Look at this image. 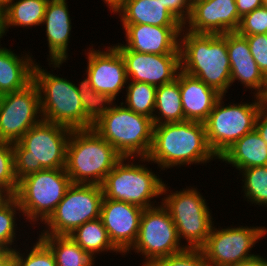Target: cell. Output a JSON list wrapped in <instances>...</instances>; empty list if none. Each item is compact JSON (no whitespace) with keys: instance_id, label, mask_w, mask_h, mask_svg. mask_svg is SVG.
<instances>
[{"instance_id":"f6af8a7d","label":"cell","mask_w":267,"mask_h":266,"mask_svg":"<svg viewBox=\"0 0 267 266\" xmlns=\"http://www.w3.org/2000/svg\"><path fill=\"white\" fill-rule=\"evenodd\" d=\"M124 1L125 0H103L111 13H115V11L124 3Z\"/></svg>"},{"instance_id":"4dcf8cb0","label":"cell","mask_w":267,"mask_h":266,"mask_svg":"<svg viewBox=\"0 0 267 266\" xmlns=\"http://www.w3.org/2000/svg\"><path fill=\"white\" fill-rule=\"evenodd\" d=\"M243 197L254 205L267 207V165L240 170Z\"/></svg>"},{"instance_id":"9a60e30c","label":"cell","mask_w":267,"mask_h":266,"mask_svg":"<svg viewBox=\"0 0 267 266\" xmlns=\"http://www.w3.org/2000/svg\"><path fill=\"white\" fill-rule=\"evenodd\" d=\"M125 63L128 81L144 82L156 87L170 83L181 71L180 54H145L117 49Z\"/></svg>"},{"instance_id":"b9f144b4","label":"cell","mask_w":267,"mask_h":266,"mask_svg":"<svg viewBox=\"0 0 267 266\" xmlns=\"http://www.w3.org/2000/svg\"><path fill=\"white\" fill-rule=\"evenodd\" d=\"M255 129L260 134L262 139L267 143V110L264 108H261L257 115Z\"/></svg>"},{"instance_id":"f1b7e54d","label":"cell","mask_w":267,"mask_h":266,"mask_svg":"<svg viewBox=\"0 0 267 266\" xmlns=\"http://www.w3.org/2000/svg\"><path fill=\"white\" fill-rule=\"evenodd\" d=\"M78 86V87H77ZM76 88L80 95L85 114V129L92 128L112 106L115 100L105 93L96 92L87 76Z\"/></svg>"},{"instance_id":"e575fe53","label":"cell","mask_w":267,"mask_h":266,"mask_svg":"<svg viewBox=\"0 0 267 266\" xmlns=\"http://www.w3.org/2000/svg\"><path fill=\"white\" fill-rule=\"evenodd\" d=\"M29 249L31 251L27 249L23 254L18 249L14 250L13 266H57L53 252L39 237Z\"/></svg>"},{"instance_id":"681fc988","label":"cell","mask_w":267,"mask_h":266,"mask_svg":"<svg viewBox=\"0 0 267 266\" xmlns=\"http://www.w3.org/2000/svg\"><path fill=\"white\" fill-rule=\"evenodd\" d=\"M1 25H2V12L0 11V33H1Z\"/></svg>"},{"instance_id":"7c38bea8","label":"cell","mask_w":267,"mask_h":266,"mask_svg":"<svg viewBox=\"0 0 267 266\" xmlns=\"http://www.w3.org/2000/svg\"><path fill=\"white\" fill-rule=\"evenodd\" d=\"M161 205L143 210L140 218L139 232L133 246L125 253L134 252L144 256L142 266L186 249L179 239L176 226L168 209ZM181 243V245H180ZM145 261V262H144Z\"/></svg>"},{"instance_id":"277c9868","label":"cell","mask_w":267,"mask_h":266,"mask_svg":"<svg viewBox=\"0 0 267 266\" xmlns=\"http://www.w3.org/2000/svg\"><path fill=\"white\" fill-rule=\"evenodd\" d=\"M122 156L93 128L72 130L65 171L72 183L101 185Z\"/></svg>"},{"instance_id":"7dc6e473","label":"cell","mask_w":267,"mask_h":266,"mask_svg":"<svg viewBox=\"0 0 267 266\" xmlns=\"http://www.w3.org/2000/svg\"><path fill=\"white\" fill-rule=\"evenodd\" d=\"M10 0H0V11L3 12L9 3Z\"/></svg>"},{"instance_id":"30bf717a","label":"cell","mask_w":267,"mask_h":266,"mask_svg":"<svg viewBox=\"0 0 267 266\" xmlns=\"http://www.w3.org/2000/svg\"><path fill=\"white\" fill-rule=\"evenodd\" d=\"M225 95L216 101L208 119L204 122L206 138L212 152L219 158L237 140L255 129V122L262 108L260 97L254 96V102H230L224 104Z\"/></svg>"},{"instance_id":"5b68a950","label":"cell","mask_w":267,"mask_h":266,"mask_svg":"<svg viewBox=\"0 0 267 266\" xmlns=\"http://www.w3.org/2000/svg\"><path fill=\"white\" fill-rule=\"evenodd\" d=\"M152 119L133 112L122 102L113 106L92 128L122 157L146 158L153 136Z\"/></svg>"},{"instance_id":"4fadbf2b","label":"cell","mask_w":267,"mask_h":266,"mask_svg":"<svg viewBox=\"0 0 267 266\" xmlns=\"http://www.w3.org/2000/svg\"><path fill=\"white\" fill-rule=\"evenodd\" d=\"M266 232L264 226L216 228L213 225L201 250L208 266H234L256 255L250 251Z\"/></svg>"},{"instance_id":"3957f363","label":"cell","mask_w":267,"mask_h":266,"mask_svg":"<svg viewBox=\"0 0 267 266\" xmlns=\"http://www.w3.org/2000/svg\"><path fill=\"white\" fill-rule=\"evenodd\" d=\"M71 129L41 120L12 143L16 179L44 170L65 168Z\"/></svg>"},{"instance_id":"484cf974","label":"cell","mask_w":267,"mask_h":266,"mask_svg":"<svg viewBox=\"0 0 267 266\" xmlns=\"http://www.w3.org/2000/svg\"><path fill=\"white\" fill-rule=\"evenodd\" d=\"M183 121H185V116L182 107L178 73L174 81L157 87L152 122L153 125H160Z\"/></svg>"},{"instance_id":"44dd1931","label":"cell","mask_w":267,"mask_h":266,"mask_svg":"<svg viewBox=\"0 0 267 266\" xmlns=\"http://www.w3.org/2000/svg\"><path fill=\"white\" fill-rule=\"evenodd\" d=\"M179 86L185 121L204 123L221 94L182 71L179 72Z\"/></svg>"},{"instance_id":"7402d4cb","label":"cell","mask_w":267,"mask_h":266,"mask_svg":"<svg viewBox=\"0 0 267 266\" xmlns=\"http://www.w3.org/2000/svg\"><path fill=\"white\" fill-rule=\"evenodd\" d=\"M29 53L19 56L14 50L0 47V94L23 90L33 82L36 59Z\"/></svg>"},{"instance_id":"8d00e7d4","label":"cell","mask_w":267,"mask_h":266,"mask_svg":"<svg viewBox=\"0 0 267 266\" xmlns=\"http://www.w3.org/2000/svg\"><path fill=\"white\" fill-rule=\"evenodd\" d=\"M226 44L230 64L256 63L245 36L237 31L226 33Z\"/></svg>"},{"instance_id":"f907efd6","label":"cell","mask_w":267,"mask_h":266,"mask_svg":"<svg viewBox=\"0 0 267 266\" xmlns=\"http://www.w3.org/2000/svg\"><path fill=\"white\" fill-rule=\"evenodd\" d=\"M263 6L267 7V0H263Z\"/></svg>"},{"instance_id":"bcb514c9","label":"cell","mask_w":267,"mask_h":266,"mask_svg":"<svg viewBox=\"0 0 267 266\" xmlns=\"http://www.w3.org/2000/svg\"><path fill=\"white\" fill-rule=\"evenodd\" d=\"M262 102V108L267 110V83L263 95L260 97Z\"/></svg>"},{"instance_id":"83f0119b","label":"cell","mask_w":267,"mask_h":266,"mask_svg":"<svg viewBox=\"0 0 267 266\" xmlns=\"http://www.w3.org/2000/svg\"><path fill=\"white\" fill-rule=\"evenodd\" d=\"M53 252L57 266H94V258L68 235L38 236Z\"/></svg>"},{"instance_id":"e0dca14e","label":"cell","mask_w":267,"mask_h":266,"mask_svg":"<svg viewBox=\"0 0 267 266\" xmlns=\"http://www.w3.org/2000/svg\"><path fill=\"white\" fill-rule=\"evenodd\" d=\"M86 75L92 88L116 100L118 94L127 86L124 60L120 52L111 45L106 50L88 48Z\"/></svg>"},{"instance_id":"4316f807","label":"cell","mask_w":267,"mask_h":266,"mask_svg":"<svg viewBox=\"0 0 267 266\" xmlns=\"http://www.w3.org/2000/svg\"><path fill=\"white\" fill-rule=\"evenodd\" d=\"M84 251L94 259L102 252H116L122 254L110 241L106 228L100 218L90 220L76 228L70 235Z\"/></svg>"},{"instance_id":"f35d334b","label":"cell","mask_w":267,"mask_h":266,"mask_svg":"<svg viewBox=\"0 0 267 266\" xmlns=\"http://www.w3.org/2000/svg\"><path fill=\"white\" fill-rule=\"evenodd\" d=\"M249 43L250 52L260 71L267 78V34L245 36Z\"/></svg>"},{"instance_id":"603a6c76","label":"cell","mask_w":267,"mask_h":266,"mask_svg":"<svg viewBox=\"0 0 267 266\" xmlns=\"http://www.w3.org/2000/svg\"><path fill=\"white\" fill-rule=\"evenodd\" d=\"M116 13L122 24L183 26L160 0H125Z\"/></svg>"},{"instance_id":"cb8c5ba5","label":"cell","mask_w":267,"mask_h":266,"mask_svg":"<svg viewBox=\"0 0 267 266\" xmlns=\"http://www.w3.org/2000/svg\"><path fill=\"white\" fill-rule=\"evenodd\" d=\"M237 170L267 165V143L256 129L237 140L219 158Z\"/></svg>"},{"instance_id":"f546056e","label":"cell","mask_w":267,"mask_h":266,"mask_svg":"<svg viewBox=\"0 0 267 266\" xmlns=\"http://www.w3.org/2000/svg\"><path fill=\"white\" fill-rule=\"evenodd\" d=\"M125 106L137 114L153 119L157 87L137 81H127Z\"/></svg>"},{"instance_id":"2e32d148","label":"cell","mask_w":267,"mask_h":266,"mask_svg":"<svg viewBox=\"0 0 267 266\" xmlns=\"http://www.w3.org/2000/svg\"><path fill=\"white\" fill-rule=\"evenodd\" d=\"M240 21L235 0H192L183 28L197 34H226L237 31Z\"/></svg>"},{"instance_id":"ffe728a7","label":"cell","mask_w":267,"mask_h":266,"mask_svg":"<svg viewBox=\"0 0 267 266\" xmlns=\"http://www.w3.org/2000/svg\"><path fill=\"white\" fill-rule=\"evenodd\" d=\"M66 0H49L42 21L46 25L49 66L60 68L68 58L72 23Z\"/></svg>"},{"instance_id":"7bdbcfd3","label":"cell","mask_w":267,"mask_h":266,"mask_svg":"<svg viewBox=\"0 0 267 266\" xmlns=\"http://www.w3.org/2000/svg\"><path fill=\"white\" fill-rule=\"evenodd\" d=\"M234 266H267V259L263 258V256L256 254L255 256L246 259Z\"/></svg>"},{"instance_id":"ac0fdd59","label":"cell","mask_w":267,"mask_h":266,"mask_svg":"<svg viewBox=\"0 0 267 266\" xmlns=\"http://www.w3.org/2000/svg\"><path fill=\"white\" fill-rule=\"evenodd\" d=\"M143 210L131 203L103 198L100 219L110 241L124 256L137 239Z\"/></svg>"},{"instance_id":"f5cc1de1","label":"cell","mask_w":267,"mask_h":266,"mask_svg":"<svg viewBox=\"0 0 267 266\" xmlns=\"http://www.w3.org/2000/svg\"><path fill=\"white\" fill-rule=\"evenodd\" d=\"M5 195H3L1 192H0V200L4 197Z\"/></svg>"},{"instance_id":"ab89813d","label":"cell","mask_w":267,"mask_h":266,"mask_svg":"<svg viewBox=\"0 0 267 266\" xmlns=\"http://www.w3.org/2000/svg\"><path fill=\"white\" fill-rule=\"evenodd\" d=\"M163 6L184 25L191 13L192 0H160Z\"/></svg>"},{"instance_id":"6da1fadb","label":"cell","mask_w":267,"mask_h":266,"mask_svg":"<svg viewBox=\"0 0 267 266\" xmlns=\"http://www.w3.org/2000/svg\"><path fill=\"white\" fill-rule=\"evenodd\" d=\"M218 159L208 145L203 122L183 121L153 126L152 145L138 164L154 162L161 170L176 166L204 164Z\"/></svg>"},{"instance_id":"ba28073f","label":"cell","mask_w":267,"mask_h":266,"mask_svg":"<svg viewBox=\"0 0 267 266\" xmlns=\"http://www.w3.org/2000/svg\"><path fill=\"white\" fill-rule=\"evenodd\" d=\"M168 187L164 183L162 195L167 194L164 199L161 198L162 204L173 219L180 241L186 240L187 244L184 246L188 249H201L214 225L206 199L197 187H187L174 192Z\"/></svg>"},{"instance_id":"816d5d0a","label":"cell","mask_w":267,"mask_h":266,"mask_svg":"<svg viewBox=\"0 0 267 266\" xmlns=\"http://www.w3.org/2000/svg\"><path fill=\"white\" fill-rule=\"evenodd\" d=\"M2 97H3V95L0 94V107H1V103H2Z\"/></svg>"},{"instance_id":"c3c4849f","label":"cell","mask_w":267,"mask_h":266,"mask_svg":"<svg viewBox=\"0 0 267 266\" xmlns=\"http://www.w3.org/2000/svg\"><path fill=\"white\" fill-rule=\"evenodd\" d=\"M6 248L0 243V254L5 250Z\"/></svg>"},{"instance_id":"52a82bcc","label":"cell","mask_w":267,"mask_h":266,"mask_svg":"<svg viewBox=\"0 0 267 266\" xmlns=\"http://www.w3.org/2000/svg\"><path fill=\"white\" fill-rule=\"evenodd\" d=\"M134 159L137 160L136 157H122L115 164L101 184L103 196L106 199L131 203L143 209L158 205L156 201L151 200L162 196L164 181L159 178V174L157 176L150 168L148 169L146 164H135Z\"/></svg>"},{"instance_id":"8fae6325","label":"cell","mask_w":267,"mask_h":266,"mask_svg":"<svg viewBox=\"0 0 267 266\" xmlns=\"http://www.w3.org/2000/svg\"><path fill=\"white\" fill-rule=\"evenodd\" d=\"M103 191L98 184L72 183L39 235H70L84 223L100 218ZM46 228V229H45Z\"/></svg>"},{"instance_id":"d590c367","label":"cell","mask_w":267,"mask_h":266,"mask_svg":"<svg viewBox=\"0 0 267 266\" xmlns=\"http://www.w3.org/2000/svg\"><path fill=\"white\" fill-rule=\"evenodd\" d=\"M148 266H208L201 249L183 251L152 261Z\"/></svg>"},{"instance_id":"836d02e7","label":"cell","mask_w":267,"mask_h":266,"mask_svg":"<svg viewBox=\"0 0 267 266\" xmlns=\"http://www.w3.org/2000/svg\"><path fill=\"white\" fill-rule=\"evenodd\" d=\"M17 188L13 145L10 142L0 141V192L5 196H14Z\"/></svg>"},{"instance_id":"d6a6232c","label":"cell","mask_w":267,"mask_h":266,"mask_svg":"<svg viewBox=\"0 0 267 266\" xmlns=\"http://www.w3.org/2000/svg\"><path fill=\"white\" fill-rule=\"evenodd\" d=\"M231 85L241 82L246 89L250 88L254 96L261 97L264 93L267 78L260 71L257 63L230 64Z\"/></svg>"},{"instance_id":"d6986e66","label":"cell","mask_w":267,"mask_h":266,"mask_svg":"<svg viewBox=\"0 0 267 266\" xmlns=\"http://www.w3.org/2000/svg\"><path fill=\"white\" fill-rule=\"evenodd\" d=\"M126 43L116 49H130L145 54H180L179 36L183 26L122 24Z\"/></svg>"},{"instance_id":"5bb4252c","label":"cell","mask_w":267,"mask_h":266,"mask_svg":"<svg viewBox=\"0 0 267 266\" xmlns=\"http://www.w3.org/2000/svg\"><path fill=\"white\" fill-rule=\"evenodd\" d=\"M41 120L39 91L33 82L23 90L3 94L0 107V141L18 142Z\"/></svg>"},{"instance_id":"8992f818","label":"cell","mask_w":267,"mask_h":266,"mask_svg":"<svg viewBox=\"0 0 267 266\" xmlns=\"http://www.w3.org/2000/svg\"><path fill=\"white\" fill-rule=\"evenodd\" d=\"M33 83L39 91L42 120L71 130L85 129V114L76 84L35 63Z\"/></svg>"},{"instance_id":"d4e9b609","label":"cell","mask_w":267,"mask_h":266,"mask_svg":"<svg viewBox=\"0 0 267 266\" xmlns=\"http://www.w3.org/2000/svg\"><path fill=\"white\" fill-rule=\"evenodd\" d=\"M49 0H10L2 12L0 40L6 35L9 27L42 25L45 9Z\"/></svg>"},{"instance_id":"ee69618b","label":"cell","mask_w":267,"mask_h":266,"mask_svg":"<svg viewBox=\"0 0 267 266\" xmlns=\"http://www.w3.org/2000/svg\"><path fill=\"white\" fill-rule=\"evenodd\" d=\"M14 250L5 249L0 254V266H13Z\"/></svg>"},{"instance_id":"9c48e42d","label":"cell","mask_w":267,"mask_h":266,"mask_svg":"<svg viewBox=\"0 0 267 266\" xmlns=\"http://www.w3.org/2000/svg\"><path fill=\"white\" fill-rule=\"evenodd\" d=\"M71 184L65 168L44 169L20 179L14 197L26 221L32 225L37 224L39 220L44 223Z\"/></svg>"},{"instance_id":"1f68e13d","label":"cell","mask_w":267,"mask_h":266,"mask_svg":"<svg viewBox=\"0 0 267 266\" xmlns=\"http://www.w3.org/2000/svg\"><path fill=\"white\" fill-rule=\"evenodd\" d=\"M17 213L22 214L17 199L14 196H4L0 200V243L9 250L16 249L12 245L16 244L14 241H16V230L18 229L16 227Z\"/></svg>"},{"instance_id":"74e56055","label":"cell","mask_w":267,"mask_h":266,"mask_svg":"<svg viewBox=\"0 0 267 266\" xmlns=\"http://www.w3.org/2000/svg\"><path fill=\"white\" fill-rule=\"evenodd\" d=\"M237 32L242 36L267 34V7L262 6L245 14Z\"/></svg>"},{"instance_id":"60d3db41","label":"cell","mask_w":267,"mask_h":266,"mask_svg":"<svg viewBox=\"0 0 267 266\" xmlns=\"http://www.w3.org/2000/svg\"><path fill=\"white\" fill-rule=\"evenodd\" d=\"M239 16L242 18L256 8L263 6V0H235Z\"/></svg>"},{"instance_id":"7a4b0ae2","label":"cell","mask_w":267,"mask_h":266,"mask_svg":"<svg viewBox=\"0 0 267 266\" xmlns=\"http://www.w3.org/2000/svg\"><path fill=\"white\" fill-rule=\"evenodd\" d=\"M179 50L182 72L226 96L231 86L226 34H197L182 28Z\"/></svg>"}]
</instances>
